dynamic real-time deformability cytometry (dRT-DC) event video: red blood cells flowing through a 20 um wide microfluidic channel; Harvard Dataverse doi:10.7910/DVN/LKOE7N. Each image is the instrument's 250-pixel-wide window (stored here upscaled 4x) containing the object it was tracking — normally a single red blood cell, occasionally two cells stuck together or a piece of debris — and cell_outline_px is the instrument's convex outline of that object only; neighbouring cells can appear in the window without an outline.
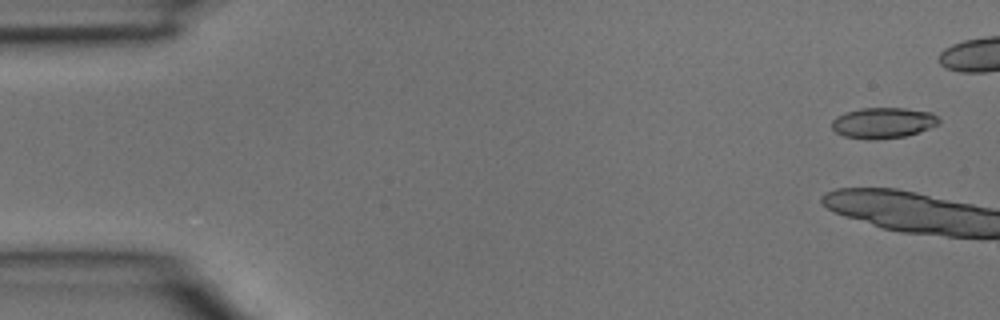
{"species": "common noctule bat (a hibernating species)", "species_latin": "Nyctalus noctula", "temperature_condition": "room temperature", "stored_images_in_passage": 4, "segment_of_instrument_passage": [2, 2], "camera_frame_rate_fps": 3000, "um_per_image_px": 0.085, "animal": {"sex": "male", "body_mass_g": 15.6}, "frame": {"image": 1, "passage_image": 4, "time_ms": 1.0, "image_size_px": [1000, 320], "cell_outline_px": [[940, 124], [920, 132], [904, 136], [872, 140], [844, 136], [836, 132], [832, 128], [832, 120], [836, 116], [860, 108], [904, 108], [932, 112], [940, 120]], "centroid_in_image_um": [75.09, 10.44], "position_along_channel_um": 9.9, "area_um2": 19.19}}